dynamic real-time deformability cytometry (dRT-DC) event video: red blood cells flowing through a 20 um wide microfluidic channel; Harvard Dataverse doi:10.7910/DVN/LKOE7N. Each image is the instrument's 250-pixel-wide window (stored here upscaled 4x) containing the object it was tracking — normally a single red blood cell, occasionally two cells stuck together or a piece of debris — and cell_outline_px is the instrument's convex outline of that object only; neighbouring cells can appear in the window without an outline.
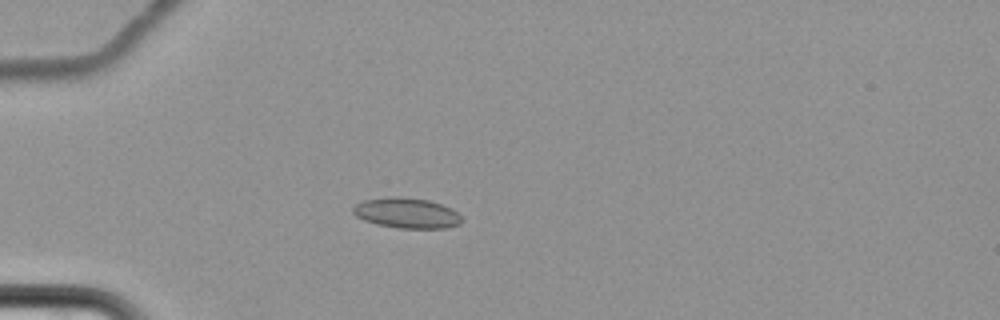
{"species": "common noctule bat (a hibernating species)", "species_latin": "Nyctalus noctula", "temperature_condition": "cold", "stored_images_in_passage": 5, "camera_frame_rate_fps": 3000, "um_per_image_px": 0.085, "animal": {"sex": "female", "body_mass_g": 22.7, "forearm_length_mm": 54.2}, "frame": {"image": 1, "passage_image": 4, "time_ms": 3.667, "image_size_px": [1000, 320], "cell_outline_px": [[464, 220], [460, 224], [448, 228], [396, 228], [376, 224], [364, 220], [356, 216], [352, 212], [352, 208], [356, 204], [364, 200], [388, 196], [400, 196], [428, 200], [452, 208]], "centroid_in_image_um": [34.57, 18.11], "position_along_channel_um": 50.4, "area_um2": 19.42}}